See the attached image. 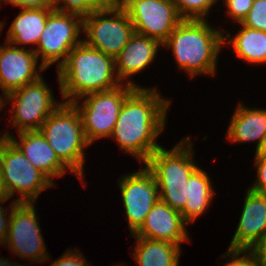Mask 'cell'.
<instances>
[{"label": "cell", "mask_w": 266, "mask_h": 266, "mask_svg": "<svg viewBox=\"0 0 266 266\" xmlns=\"http://www.w3.org/2000/svg\"><path fill=\"white\" fill-rule=\"evenodd\" d=\"M169 105L170 100L163 99L156 88H136L124 100L111 138L145 164L161 147L156 139L165 128Z\"/></svg>", "instance_id": "cell-1"}, {"label": "cell", "mask_w": 266, "mask_h": 266, "mask_svg": "<svg viewBox=\"0 0 266 266\" xmlns=\"http://www.w3.org/2000/svg\"><path fill=\"white\" fill-rule=\"evenodd\" d=\"M114 72V57L82 41L58 67L60 91L62 98L67 99L64 102L73 103L86 94L117 88L123 83Z\"/></svg>", "instance_id": "cell-2"}, {"label": "cell", "mask_w": 266, "mask_h": 266, "mask_svg": "<svg viewBox=\"0 0 266 266\" xmlns=\"http://www.w3.org/2000/svg\"><path fill=\"white\" fill-rule=\"evenodd\" d=\"M224 34L212 28L207 20L183 19L162 47L172 48L178 67L196 75H213Z\"/></svg>", "instance_id": "cell-3"}, {"label": "cell", "mask_w": 266, "mask_h": 266, "mask_svg": "<svg viewBox=\"0 0 266 266\" xmlns=\"http://www.w3.org/2000/svg\"><path fill=\"white\" fill-rule=\"evenodd\" d=\"M39 131L47 139L59 160L83 179L85 137L82 118L73 103L62 102L41 125Z\"/></svg>", "instance_id": "cell-4"}, {"label": "cell", "mask_w": 266, "mask_h": 266, "mask_svg": "<svg viewBox=\"0 0 266 266\" xmlns=\"http://www.w3.org/2000/svg\"><path fill=\"white\" fill-rule=\"evenodd\" d=\"M126 84L108 91L86 94L81 97H85L82 105H78L80 100L73 102L82 118L84 134L89 144L97 139L111 137L124 100L136 88H140L130 80Z\"/></svg>", "instance_id": "cell-5"}, {"label": "cell", "mask_w": 266, "mask_h": 266, "mask_svg": "<svg viewBox=\"0 0 266 266\" xmlns=\"http://www.w3.org/2000/svg\"><path fill=\"white\" fill-rule=\"evenodd\" d=\"M0 169L4 190L8 198L21 195L16 203H34L40 193L53 187V183L22 154L8 139L0 137Z\"/></svg>", "instance_id": "cell-6"}, {"label": "cell", "mask_w": 266, "mask_h": 266, "mask_svg": "<svg viewBox=\"0 0 266 266\" xmlns=\"http://www.w3.org/2000/svg\"><path fill=\"white\" fill-rule=\"evenodd\" d=\"M110 18L106 17L109 16ZM112 16V17H111ZM83 41L90 47L116 58L134 33L132 22L121 5L97 8L83 18Z\"/></svg>", "instance_id": "cell-7"}, {"label": "cell", "mask_w": 266, "mask_h": 266, "mask_svg": "<svg viewBox=\"0 0 266 266\" xmlns=\"http://www.w3.org/2000/svg\"><path fill=\"white\" fill-rule=\"evenodd\" d=\"M83 30V18L53 9L48 16L45 28L41 34L37 48L33 49L37 59L41 55L39 65L41 71L57 61V68L65 61L70 51L83 40H79ZM80 33V34H79ZM60 59H62L60 61Z\"/></svg>", "instance_id": "cell-8"}, {"label": "cell", "mask_w": 266, "mask_h": 266, "mask_svg": "<svg viewBox=\"0 0 266 266\" xmlns=\"http://www.w3.org/2000/svg\"><path fill=\"white\" fill-rule=\"evenodd\" d=\"M121 6L129 16L134 32L161 44L183 20L173 0H125Z\"/></svg>", "instance_id": "cell-9"}, {"label": "cell", "mask_w": 266, "mask_h": 266, "mask_svg": "<svg viewBox=\"0 0 266 266\" xmlns=\"http://www.w3.org/2000/svg\"><path fill=\"white\" fill-rule=\"evenodd\" d=\"M33 205L34 203L14 201L11 203L9 230L4 245L21 258L41 263L49 257Z\"/></svg>", "instance_id": "cell-10"}, {"label": "cell", "mask_w": 266, "mask_h": 266, "mask_svg": "<svg viewBox=\"0 0 266 266\" xmlns=\"http://www.w3.org/2000/svg\"><path fill=\"white\" fill-rule=\"evenodd\" d=\"M13 101V127L18 133L39 130L50 114L61 104L54 101L51 90L45 84L42 76L35 82L12 91L7 101Z\"/></svg>", "instance_id": "cell-11"}, {"label": "cell", "mask_w": 266, "mask_h": 266, "mask_svg": "<svg viewBox=\"0 0 266 266\" xmlns=\"http://www.w3.org/2000/svg\"><path fill=\"white\" fill-rule=\"evenodd\" d=\"M190 138H184L170 150L161 146L145 163L154 175L158 187L186 186L190 176L199 168L193 159Z\"/></svg>", "instance_id": "cell-12"}, {"label": "cell", "mask_w": 266, "mask_h": 266, "mask_svg": "<svg viewBox=\"0 0 266 266\" xmlns=\"http://www.w3.org/2000/svg\"><path fill=\"white\" fill-rule=\"evenodd\" d=\"M129 230L134 234L159 200V189L152 172L143 170L125 175L119 181Z\"/></svg>", "instance_id": "cell-13"}, {"label": "cell", "mask_w": 266, "mask_h": 266, "mask_svg": "<svg viewBox=\"0 0 266 266\" xmlns=\"http://www.w3.org/2000/svg\"><path fill=\"white\" fill-rule=\"evenodd\" d=\"M6 46H0V88L7 101L9 93L37 81L41 75L36 70L38 59L33 49L25 50L8 42Z\"/></svg>", "instance_id": "cell-14"}, {"label": "cell", "mask_w": 266, "mask_h": 266, "mask_svg": "<svg viewBox=\"0 0 266 266\" xmlns=\"http://www.w3.org/2000/svg\"><path fill=\"white\" fill-rule=\"evenodd\" d=\"M186 224L188 223L179 211L158 200L141 227L132 236L180 245L182 241H190L185 229Z\"/></svg>", "instance_id": "cell-15"}, {"label": "cell", "mask_w": 266, "mask_h": 266, "mask_svg": "<svg viewBox=\"0 0 266 266\" xmlns=\"http://www.w3.org/2000/svg\"><path fill=\"white\" fill-rule=\"evenodd\" d=\"M266 233V193L248 190L232 249H251Z\"/></svg>", "instance_id": "cell-16"}, {"label": "cell", "mask_w": 266, "mask_h": 266, "mask_svg": "<svg viewBox=\"0 0 266 266\" xmlns=\"http://www.w3.org/2000/svg\"><path fill=\"white\" fill-rule=\"evenodd\" d=\"M2 138H8L53 184L51 177L63 176L67 172L68 168L59 160L39 130L19 132V142L8 132Z\"/></svg>", "instance_id": "cell-17"}, {"label": "cell", "mask_w": 266, "mask_h": 266, "mask_svg": "<svg viewBox=\"0 0 266 266\" xmlns=\"http://www.w3.org/2000/svg\"><path fill=\"white\" fill-rule=\"evenodd\" d=\"M161 45L156 39L134 32L115 58L118 79L123 82L125 78L145 69L154 60Z\"/></svg>", "instance_id": "cell-18"}, {"label": "cell", "mask_w": 266, "mask_h": 266, "mask_svg": "<svg viewBox=\"0 0 266 266\" xmlns=\"http://www.w3.org/2000/svg\"><path fill=\"white\" fill-rule=\"evenodd\" d=\"M53 9L22 8L8 30L6 42L16 47L20 44H38L49 13Z\"/></svg>", "instance_id": "cell-19"}, {"label": "cell", "mask_w": 266, "mask_h": 266, "mask_svg": "<svg viewBox=\"0 0 266 266\" xmlns=\"http://www.w3.org/2000/svg\"><path fill=\"white\" fill-rule=\"evenodd\" d=\"M227 131L230 141L246 143L258 140V148L266 133V109H249L239 103Z\"/></svg>", "instance_id": "cell-20"}, {"label": "cell", "mask_w": 266, "mask_h": 266, "mask_svg": "<svg viewBox=\"0 0 266 266\" xmlns=\"http://www.w3.org/2000/svg\"><path fill=\"white\" fill-rule=\"evenodd\" d=\"M134 238L138 243L132 255L139 266H178L180 245L143 237Z\"/></svg>", "instance_id": "cell-21"}, {"label": "cell", "mask_w": 266, "mask_h": 266, "mask_svg": "<svg viewBox=\"0 0 266 266\" xmlns=\"http://www.w3.org/2000/svg\"><path fill=\"white\" fill-rule=\"evenodd\" d=\"M187 185L188 196L180 213L187 223H192L208 209L215 192L209 176L200 168L190 176Z\"/></svg>", "instance_id": "cell-22"}, {"label": "cell", "mask_w": 266, "mask_h": 266, "mask_svg": "<svg viewBox=\"0 0 266 266\" xmlns=\"http://www.w3.org/2000/svg\"><path fill=\"white\" fill-rule=\"evenodd\" d=\"M241 30L233 39L230 34L224 36V43L232 44L237 56L252 64L266 63V32L248 28L241 23Z\"/></svg>", "instance_id": "cell-23"}, {"label": "cell", "mask_w": 266, "mask_h": 266, "mask_svg": "<svg viewBox=\"0 0 266 266\" xmlns=\"http://www.w3.org/2000/svg\"><path fill=\"white\" fill-rule=\"evenodd\" d=\"M183 19L205 20L214 0H173Z\"/></svg>", "instance_id": "cell-24"}, {"label": "cell", "mask_w": 266, "mask_h": 266, "mask_svg": "<svg viewBox=\"0 0 266 266\" xmlns=\"http://www.w3.org/2000/svg\"><path fill=\"white\" fill-rule=\"evenodd\" d=\"M159 200L168 204L172 209L181 212L185 207L188 196V185L178 187H158Z\"/></svg>", "instance_id": "cell-25"}, {"label": "cell", "mask_w": 266, "mask_h": 266, "mask_svg": "<svg viewBox=\"0 0 266 266\" xmlns=\"http://www.w3.org/2000/svg\"><path fill=\"white\" fill-rule=\"evenodd\" d=\"M241 24L251 29L266 32V0H254Z\"/></svg>", "instance_id": "cell-26"}, {"label": "cell", "mask_w": 266, "mask_h": 266, "mask_svg": "<svg viewBox=\"0 0 266 266\" xmlns=\"http://www.w3.org/2000/svg\"><path fill=\"white\" fill-rule=\"evenodd\" d=\"M54 9L84 18L95 11L97 7L90 0H54Z\"/></svg>", "instance_id": "cell-27"}, {"label": "cell", "mask_w": 266, "mask_h": 266, "mask_svg": "<svg viewBox=\"0 0 266 266\" xmlns=\"http://www.w3.org/2000/svg\"><path fill=\"white\" fill-rule=\"evenodd\" d=\"M225 254L222 257L225 258L231 255L233 259L224 266H260L254 252L251 249L228 248V251ZM241 254H243V256H240Z\"/></svg>", "instance_id": "cell-28"}, {"label": "cell", "mask_w": 266, "mask_h": 266, "mask_svg": "<svg viewBox=\"0 0 266 266\" xmlns=\"http://www.w3.org/2000/svg\"><path fill=\"white\" fill-rule=\"evenodd\" d=\"M254 0H225L229 16L241 23L247 16Z\"/></svg>", "instance_id": "cell-29"}, {"label": "cell", "mask_w": 266, "mask_h": 266, "mask_svg": "<svg viewBox=\"0 0 266 266\" xmlns=\"http://www.w3.org/2000/svg\"><path fill=\"white\" fill-rule=\"evenodd\" d=\"M255 165L257 166V180L250 190L266 193V155H255Z\"/></svg>", "instance_id": "cell-30"}, {"label": "cell", "mask_w": 266, "mask_h": 266, "mask_svg": "<svg viewBox=\"0 0 266 266\" xmlns=\"http://www.w3.org/2000/svg\"><path fill=\"white\" fill-rule=\"evenodd\" d=\"M78 251L68 250L63 256H60L56 261H54L50 266H88L83 255Z\"/></svg>", "instance_id": "cell-31"}, {"label": "cell", "mask_w": 266, "mask_h": 266, "mask_svg": "<svg viewBox=\"0 0 266 266\" xmlns=\"http://www.w3.org/2000/svg\"><path fill=\"white\" fill-rule=\"evenodd\" d=\"M21 8H54V0H0Z\"/></svg>", "instance_id": "cell-32"}, {"label": "cell", "mask_w": 266, "mask_h": 266, "mask_svg": "<svg viewBox=\"0 0 266 266\" xmlns=\"http://www.w3.org/2000/svg\"><path fill=\"white\" fill-rule=\"evenodd\" d=\"M9 198H1L0 199V203H3L5 201H7ZM7 209L3 208V206L1 207L0 205V244L1 246L4 244L6 237H7V233L9 230V223H10V218H11V212L9 214L8 218L6 217V211Z\"/></svg>", "instance_id": "cell-33"}, {"label": "cell", "mask_w": 266, "mask_h": 266, "mask_svg": "<svg viewBox=\"0 0 266 266\" xmlns=\"http://www.w3.org/2000/svg\"><path fill=\"white\" fill-rule=\"evenodd\" d=\"M254 252L260 266H266V233L265 235L251 248Z\"/></svg>", "instance_id": "cell-34"}, {"label": "cell", "mask_w": 266, "mask_h": 266, "mask_svg": "<svg viewBox=\"0 0 266 266\" xmlns=\"http://www.w3.org/2000/svg\"><path fill=\"white\" fill-rule=\"evenodd\" d=\"M97 8L116 6V0H90Z\"/></svg>", "instance_id": "cell-35"}, {"label": "cell", "mask_w": 266, "mask_h": 266, "mask_svg": "<svg viewBox=\"0 0 266 266\" xmlns=\"http://www.w3.org/2000/svg\"><path fill=\"white\" fill-rule=\"evenodd\" d=\"M255 155H266V133L264 134L258 148H256Z\"/></svg>", "instance_id": "cell-36"}, {"label": "cell", "mask_w": 266, "mask_h": 266, "mask_svg": "<svg viewBox=\"0 0 266 266\" xmlns=\"http://www.w3.org/2000/svg\"><path fill=\"white\" fill-rule=\"evenodd\" d=\"M0 266H22L20 264L17 265V262H12L10 263V261H8V259H1L0 260Z\"/></svg>", "instance_id": "cell-37"}, {"label": "cell", "mask_w": 266, "mask_h": 266, "mask_svg": "<svg viewBox=\"0 0 266 266\" xmlns=\"http://www.w3.org/2000/svg\"><path fill=\"white\" fill-rule=\"evenodd\" d=\"M1 198H8L4 187H3V183H2V177H1V169H0V199Z\"/></svg>", "instance_id": "cell-38"}, {"label": "cell", "mask_w": 266, "mask_h": 266, "mask_svg": "<svg viewBox=\"0 0 266 266\" xmlns=\"http://www.w3.org/2000/svg\"><path fill=\"white\" fill-rule=\"evenodd\" d=\"M4 99L0 95V111L5 103H3Z\"/></svg>", "instance_id": "cell-39"}, {"label": "cell", "mask_w": 266, "mask_h": 266, "mask_svg": "<svg viewBox=\"0 0 266 266\" xmlns=\"http://www.w3.org/2000/svg\"><path fill=\"white\" fill-rule=\"evenodd\" d=\"M125 0H116V5H121Z\"/></svg>", "instance_id": "cell-40"}]
</instances>
